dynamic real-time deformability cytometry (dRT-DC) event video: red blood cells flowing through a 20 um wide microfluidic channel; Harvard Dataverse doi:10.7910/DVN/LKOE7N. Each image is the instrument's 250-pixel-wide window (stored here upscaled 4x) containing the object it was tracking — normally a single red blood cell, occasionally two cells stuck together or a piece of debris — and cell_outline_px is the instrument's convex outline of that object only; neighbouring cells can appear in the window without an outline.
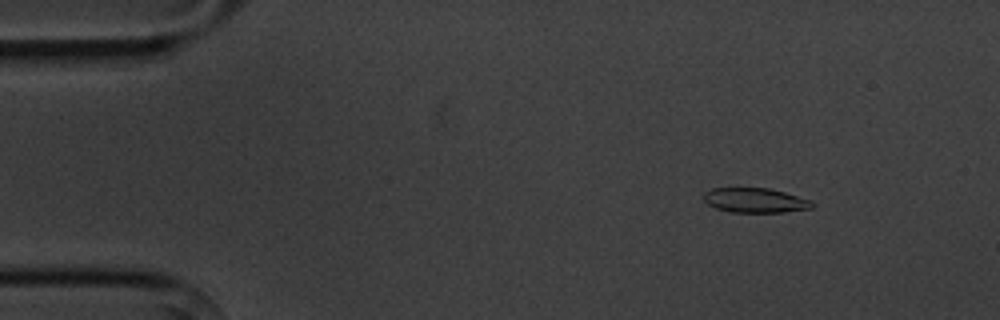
{"species": "common noctule bat (a hibernating species)", "species_latin": "Nyctalus noctula", "temperature_condition": "cold", "stored_images_in_passage": 9, "camera_frame_rate_fps": 3000, "um_per_image_px": 0.085, "animal": {"sex": "male", "body_mass_g": 20.1, "forearm_length_mm": 53.5}, "frame": {"image": 1, "passage_image": 2, "time_ms": 1.333, "image_size_px": [1000, 320], "cell_outline_px": [[816, 204], [812, 208], [784, 212], [732, 212], [716, 208], [708, 204], [704, 200], [704, 192], [712, 188], [768, 188], [784, 192], [812, 200]], "centroid_in_image_um": [64.22, 17.03], "position_along_channel_um": 20.8, "area_um2": 15.61}}
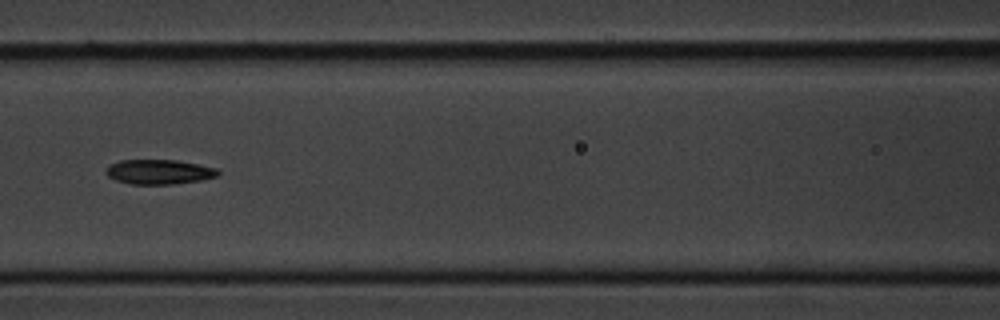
{"frame": {"image": 2, "passage_image": 7, "time_ms": 7.0, "image_size_px": [1000, 320], "cell_outline_px": [[220, 176], [200, 180], [172, 184], [132, 184], [116, 180], [108, 176], [104, 172], [112, 164], [120, 160], [176, 160], [216, 168], [220, 172]], "centroid_in_image_um": [13.54, 14.61], "position_along_channel_um": 153.1, "area_um2": 15.95}}
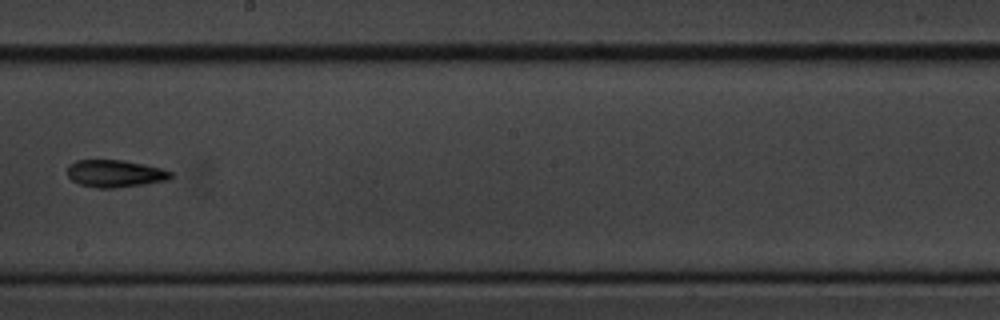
{"frame": {"image": 3, "passage_image": 9, "time_ms": 9.333, "image_size_px": [1000, 320], "cell_outline_px": [[172, 176], [168, 180], [144, 184], [112, 188], [96, 188], [80, 184], [72, 180], [68, 176], [68, 164], [76, 160], [124, 160], [144, 164], [160, 168], [172, 172]], "centroid_in_image_um": [9.77, 14.75], "position_along_channel_um": 238.4, "area_um2": 16.42}}